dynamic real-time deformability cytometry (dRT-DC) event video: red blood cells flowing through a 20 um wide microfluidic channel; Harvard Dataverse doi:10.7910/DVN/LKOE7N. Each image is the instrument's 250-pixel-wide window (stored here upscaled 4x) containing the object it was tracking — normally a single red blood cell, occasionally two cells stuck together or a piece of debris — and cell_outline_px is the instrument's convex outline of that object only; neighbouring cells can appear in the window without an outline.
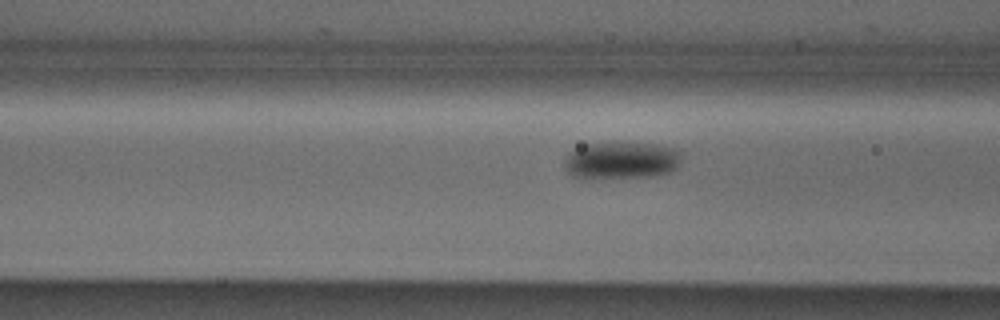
{"species": "Egyptian fruit bat (a non-hibernating species)", "species_latin": "Rousettus aegyptiacus", "temperature_condition": "cold", "stored_images_in_passage": 19, "camera_frame_rate_fps": 3000, "um_per_image_px": 0.085, "animal": {"sex": "male"}, "frame": {"image": 1, "passage_image": 17, "time_ms": 5.333, "image_size_px": [1000, 320], "cell_outline_px": [[680, 160], [676, 168], [672, 172], [652, 176], [572, 176], [568, 172], [564, 164], [564, 160], [572, 152], [584, 144], [660, 144], [676, 148], [680, 152]], "centroid_in_image_um": [52.9, 13.61], "position_along_channel_um": 113.7, "area_um2": 24.28}}